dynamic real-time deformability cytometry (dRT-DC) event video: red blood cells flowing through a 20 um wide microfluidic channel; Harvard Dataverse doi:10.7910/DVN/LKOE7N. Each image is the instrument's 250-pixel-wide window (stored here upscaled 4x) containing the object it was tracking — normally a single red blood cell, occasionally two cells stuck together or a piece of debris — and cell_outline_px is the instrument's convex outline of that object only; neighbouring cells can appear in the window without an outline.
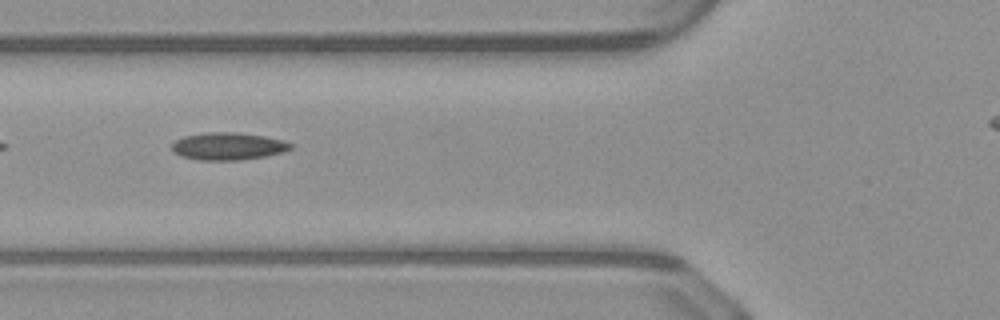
{"species": "common noctule bat (a hibernating species)", "species_latin": "Nyctalus noctula", "temperature_condition": "warm", "stored_images_in_passage": 10, "camera_frame_rate_fps": 3000, "um_per_image_px": 0.085, "animal": {"sex": "male", "body_mass_g": 23.1, "forearm_length_mm": 52.7}, "frame": {"image": 1, "passage_image": 4, "time_ms": 1.0, "image_size_px": [1000, 320], "cell_outline_px": [[292, 148], [284, 152], [264, 156], [240, 160], [200, 160], [180, 156], [172, 152], [172, 144], [176, 140], [184, 136], [204, 132], [236, 132], [264, 136], [284, 140], [292, 144]], "centroid_in_image_um": [19.37, 12.42], "position_along_channel_um": 106.4, "area_um2": 19.07}}